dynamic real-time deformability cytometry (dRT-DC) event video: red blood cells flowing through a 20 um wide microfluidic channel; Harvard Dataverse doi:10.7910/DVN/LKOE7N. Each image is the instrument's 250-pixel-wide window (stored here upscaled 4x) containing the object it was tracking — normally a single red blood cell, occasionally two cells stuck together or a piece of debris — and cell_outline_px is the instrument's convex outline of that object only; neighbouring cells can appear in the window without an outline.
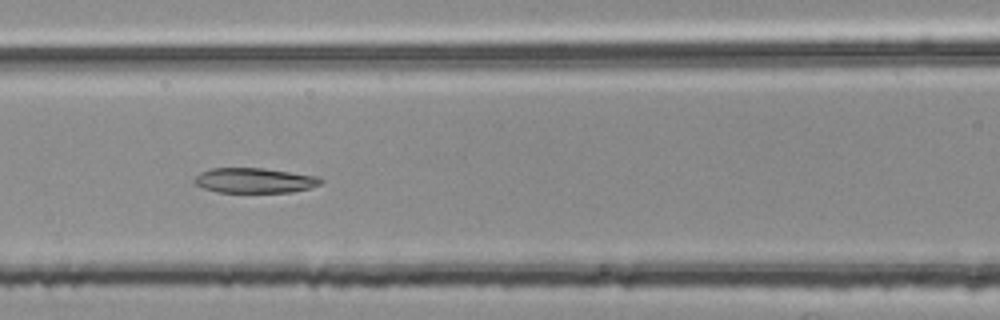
{"species": "common noctule bat (a hibernating species)", "species_latin": "Nyctalus noctula", "temperature_condition": "room temperature", "stored_images_in_passage": 8, "segment_of_instrument_passage": [2, 2], "camera_frame_rate_fps": 3000, "um_per_image_px": 0.085, "animal": {"sex": "female", "body_mass_g": 25.1}, "frame": {"image": 1, "passage_image": 7, "time_ms": 2.0, "image_size_px": [1000, 320], "cell_outline_px": [[324, 180], [320, 184], [308, 188], [292, 192], [216, 192], [204, 188], [196, 184], [192, 180], [200, 172], [212, 168], [264, 168], [320, 176]], "centroid_in_image_um": [21.65, 15.33], "position_along_channel_um": 145.0, "area_um2": 18.5}}
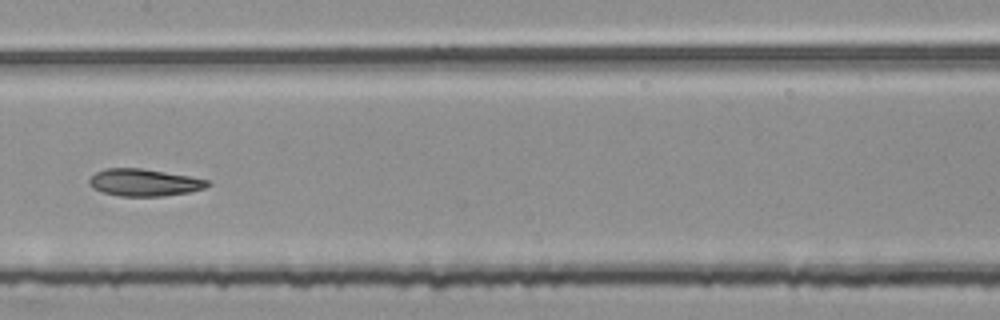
{"frame": {"image": 2, "passage_image": 8, "time_ms": 2.333, "image_size_px": [1000, 320], "cell_outline_px": [[212, 184], [204, 188], [188, 192], [164, 196], [120, 196], [100, 192], [92, 188], [88, 184], [88, 180], [96, 172], [104, 168], [140, 168], [188, 176], [208, 180]], "centroid_in_image_um": [12.21, 15.52], "position_along_channel_um": 195.2, "area_um2": 18.73}}